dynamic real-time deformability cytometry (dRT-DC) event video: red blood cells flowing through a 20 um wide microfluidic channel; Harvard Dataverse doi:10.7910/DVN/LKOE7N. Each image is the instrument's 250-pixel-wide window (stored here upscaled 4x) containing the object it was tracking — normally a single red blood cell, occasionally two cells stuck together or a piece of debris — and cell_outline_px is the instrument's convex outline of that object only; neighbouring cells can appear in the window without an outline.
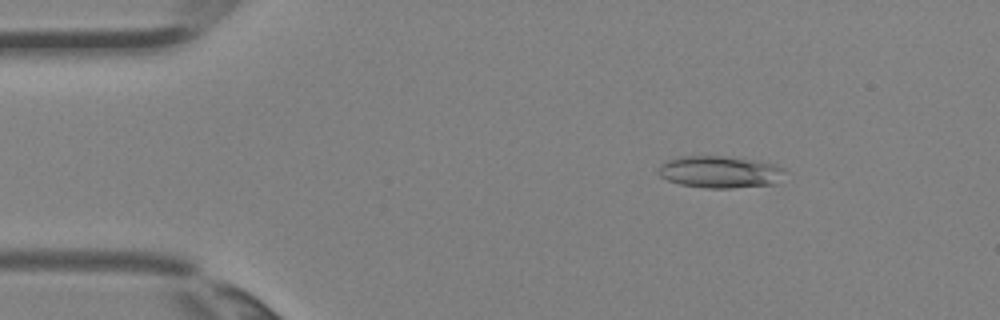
{"species": "Egyptian fruit bat (a non-hibernating species)", "species_latin": "Rousettus aegyptiacus", "temperature_condition": "room temperature", "stored_images_in_passage": 3, "camera_frame_rate_fps": 3000, "um_per_image_px": 0.085, "animal": {"sex": "female"}, "frame": {"image": 1, "passage_image": 2, "time_ms": 0.333, "image_size_px": [1000, 320], "cell_outline_px": [[788, 172], [776, 184], [732, 188], [708, 188], [680, 184], [668, 180], [660, 176], [656, 172], [660, 164], [664, 160], [676, 156], [724, 156], [756, 160], [776, 164], [784, 168]], "centroid_in_image_um": [61.2, 14.6], "position_along_channel_um": 23.8, "area_um2": 24.1}}